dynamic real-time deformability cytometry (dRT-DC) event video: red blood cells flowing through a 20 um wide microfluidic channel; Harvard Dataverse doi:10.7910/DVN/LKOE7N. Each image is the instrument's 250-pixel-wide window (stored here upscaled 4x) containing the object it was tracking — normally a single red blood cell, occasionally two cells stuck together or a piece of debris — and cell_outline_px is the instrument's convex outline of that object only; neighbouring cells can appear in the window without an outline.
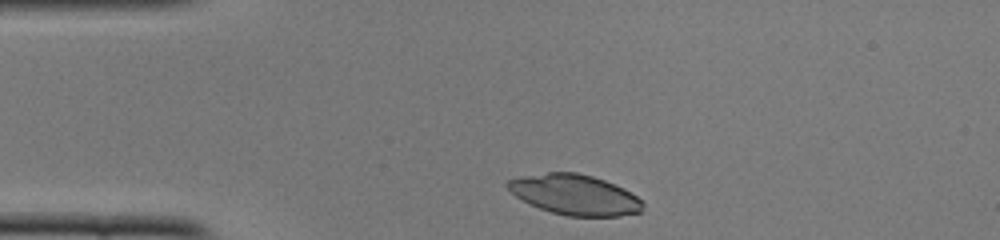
{"species": "common noctule bat (a hibernating species)", "species_latin": "Nyctalus noctula", "temperature_condition": "cold", "stored_images_in_passage": 33, "camera_frame_rate_fps": 3000, "um_per_image_px": 0.085, "animal": {"sex": "female", "body_mass_g": 22.0, "forearm_length_mm": 56.7}, "frame": {"image": 1, "passage_image": 1, "time_ms": 0.0, "image_size_px": [1000, 240], "cell_outline_px": [[644, 204], [640, 212], [620, 216], [568, 216], [552, 212], [540, 208], [516, 196], [504, 184], [508, 180], [524, 176], [548, 172], [576, 172], [592, 176], [604, 180], [624, 188], [636, 196]], "centroid_in_image_um": [48.87, 16.55], "position_along_channel_um": 36.1, "area_um2": 31.39}}
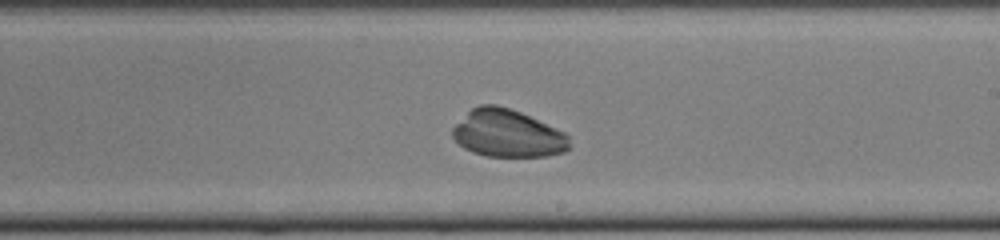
{"frame": {"image": 2, "passage_image": 20, "time_ms": 6.333, "image_size_px": [1000, 240], "cell_outline_px": [[572, 148], [564, 152], [548, 156], [488, 156], [472, 152], [464, 148], [452, 136], [452, 128], [472, 108], [480, 104], [496, 104], [520, 112], [564, 132], [568, 136]], "centroid_in_image_um": [43.16, 11.35], "position_along_channel_um": 245.8, "area_um2": 32.19}}
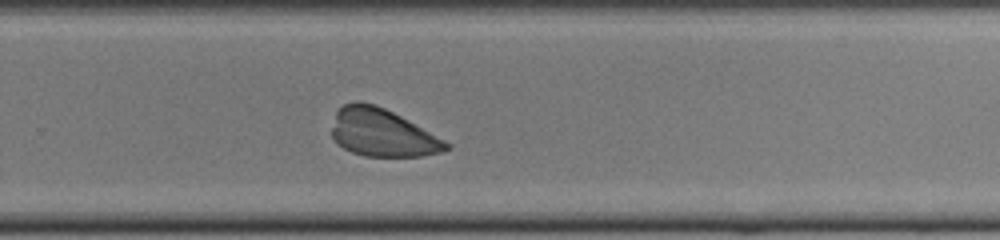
{"frame": {"image": 3, "passage_image": 24, "time_ms": 7.667, "image_size_px": [1000, 240], "cell_outline_px": [[452, 148], [440, 152], [420, 156], [364, 156], [352, 152], [336, 144], [332, 136], [332, 128], [336, 112], [344, 104], [356, 100], [360, 100], [376, 104], [400, 116], [452, 144]], "centroid_in_image_um": [32.47, 11.28], "position_along_channel_um": 297.3, "area_um2": 31.73}}